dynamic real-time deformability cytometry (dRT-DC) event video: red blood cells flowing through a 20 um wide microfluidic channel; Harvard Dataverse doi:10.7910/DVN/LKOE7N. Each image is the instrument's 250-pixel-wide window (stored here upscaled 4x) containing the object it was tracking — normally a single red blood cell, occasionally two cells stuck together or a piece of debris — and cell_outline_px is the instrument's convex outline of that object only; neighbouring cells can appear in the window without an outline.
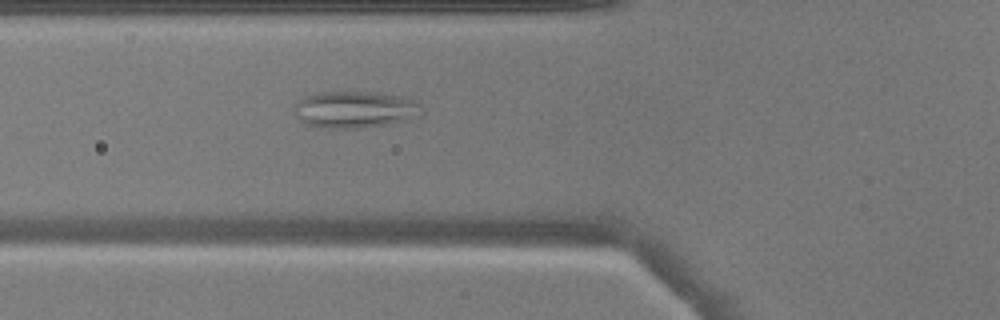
{"species": "common noctule bat (a hibernating species)", "species_latin": "Nyctalus noctula", "temperature_condition": "warm", "stored_images_in_passage": 37, "camera_frame_rate_fps": 3000, "um_per_image_px": 0.085, "animal": {"sex": "male", "body_mass_g": 17.9}, "frame": {"image": 1, "passage_image": 6, "time_ms": 1.667, "image_size_px": [1000, 320], "cell_outline_px": [[420, 116], [408, 120], [392, 124], [360, 128], [320, 128], [308, 124], [300, 120], [296, 116], [296, 104], [304, 96], [320, 92], [372, 92], [404, 96], [416, 100], [420, 104]], "centroid_in_image_um": [30.22, 9.31], "position_along_channel_um": 95.6, "area_um2": 27.46}}
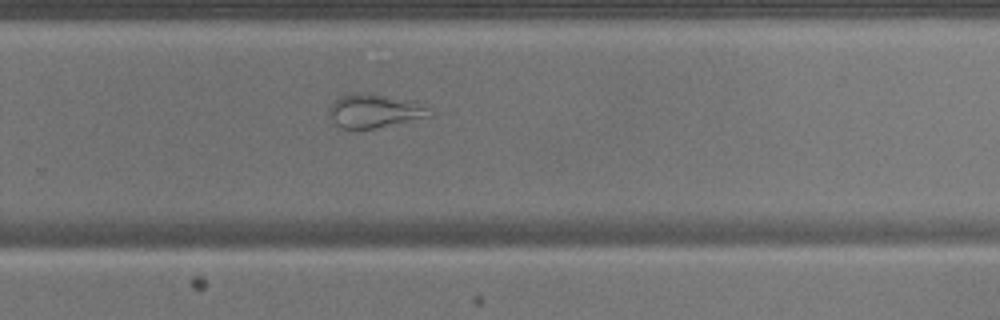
{"frame": {"image": 2, "passage_image": 21, "time_ms": 6.667, "image_size_px": [1000, 320], "cell_outline_px": [[432, 116], [372, 128], [348, 132], [340, 128], [328, 116], [328, 108], [332, 100], [340, 96], [356, 92], [368, 92], [416, 100], [428, 108]], "centroid_in_image_um": [31.76, 9.42], "position_along_channel_um": 298.0, "area_um2": 20.46}}
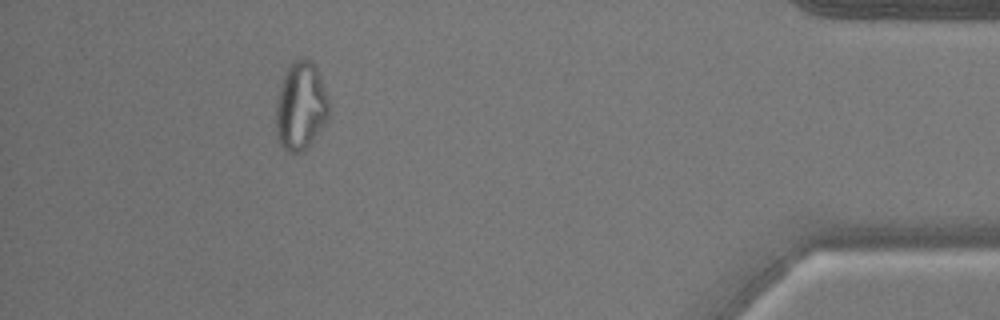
{"frame": {"image": 3, "passage_image": 33, "time_ms": 10.667, "image_size_px": [1000, 320], "cell_outline_px": [[332, 112], [328, 120], [312, 140], [300, 152], [292, 156], [276, 140], [276, 104], [284, 72], [288, 64], [292, 60], [300, 56], [304, 56], [312, 60], [316, 64], [328, 96], [332, 108]], "centroid_in_image_um": [25.59, 8.96], "position_along_channel_um": 409.6, "area_um2": 28.21}}